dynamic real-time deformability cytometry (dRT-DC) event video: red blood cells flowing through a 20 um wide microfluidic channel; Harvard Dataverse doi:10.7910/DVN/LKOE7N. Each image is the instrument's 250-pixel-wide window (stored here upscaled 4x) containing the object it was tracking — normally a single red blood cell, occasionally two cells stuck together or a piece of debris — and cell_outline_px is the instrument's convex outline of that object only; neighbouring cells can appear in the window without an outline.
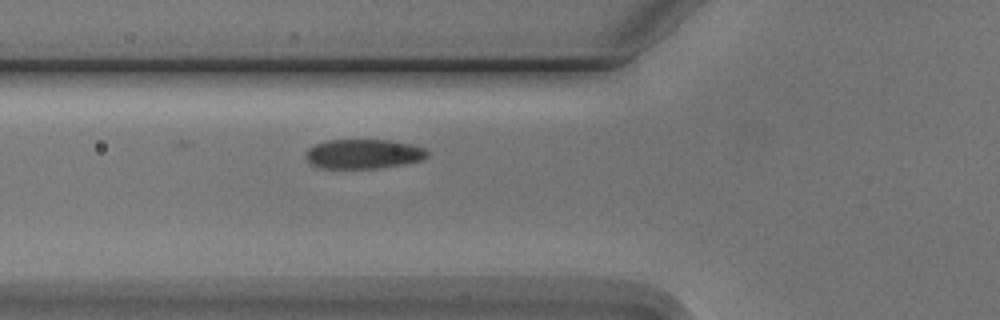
{"species": "Egyptian fruit bat (a non-hibernating species)", "species_latin": "Rousettus aegyptiacus", "temperature_condition": "cold", "stored_images_in_passage": 2, "camera_frame_rate_fps": 3000, "um_per_image_px": 0.085, "animal": {"sex": "male"}, "frame": {"image": 1, "passage_image": 2, "time_ms": 1.333, "image_size_px": [1000, 320], "cell_outline_px": [[428, 156], [420, 160], [404, 164], [380, 168], [320, 168], [312, 164], [304, 156], [308, 148], [316, 144], [328, 140], [392, 140], [412, 144], [424, 148], [428, 152]], "centroid_in_image_um": [30.9, 13.08], "position_along_channel_um": 94.9, "area_um2": 20.92}}